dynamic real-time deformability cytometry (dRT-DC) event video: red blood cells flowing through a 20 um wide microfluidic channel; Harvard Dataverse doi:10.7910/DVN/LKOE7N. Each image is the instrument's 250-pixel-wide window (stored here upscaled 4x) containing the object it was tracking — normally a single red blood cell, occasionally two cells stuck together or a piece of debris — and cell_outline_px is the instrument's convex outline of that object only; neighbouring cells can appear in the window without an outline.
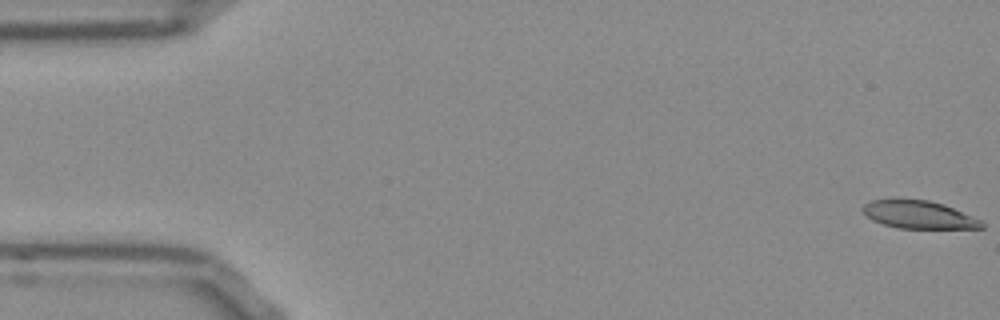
{"species": "Egyptian fruit bat (a non-hibernating species)", "species_latin": "Rousettus aegyptiacus", "temperature_condition": "room temperature", "stored_images_in_passage": 54, "segment_of_instrument_passage": [1, 2], "camera_frame_rate_fps": 3000, "um_per_image_px": 0.085, "frame": {"image": 1, "passage_image": 1, "time_ms": 0.0, "image_size_px": [1000, 320], "cell_outline_px": [[984, 228], [900, 228], [884, 224], [872, 220], [860, 208], [864, 204], [872, 200], [896, 196], [928, 200], [944, 204], [972, 216], [980, 220], [984, 224]], "centroid_in_image_um": [78.03, 18.2], "position_along_channel_um": 7.0, "area_um2": 19.71}}
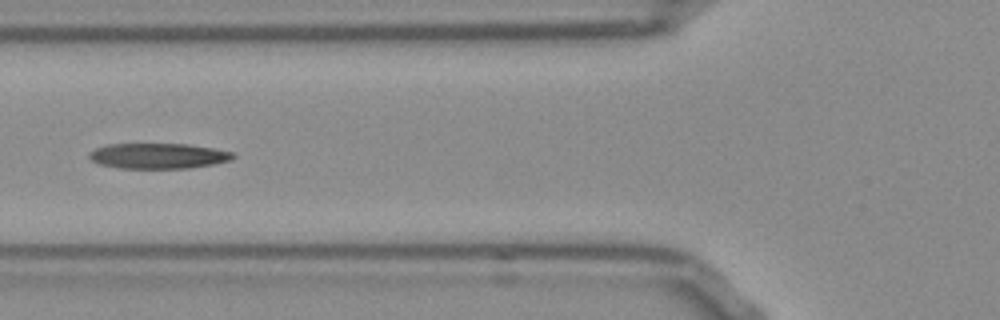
{"frame": {"image": 2, "passage_image": 20, "time_ms": 6.333, "image_size_px": [1000, 320], "cell_outline_px": [[236, 156], [232, 160], [212, 164], [188, 168], [120, 168], [100, 164], [92, 160], [88, 156], [88, 152], [96, 148], [108, 144], [188, 144], [236, 152]], "centroid_in_image_um": [13.48, 13.25], "position_along_channel_um": 112.3, "area_um2": 21.33}}
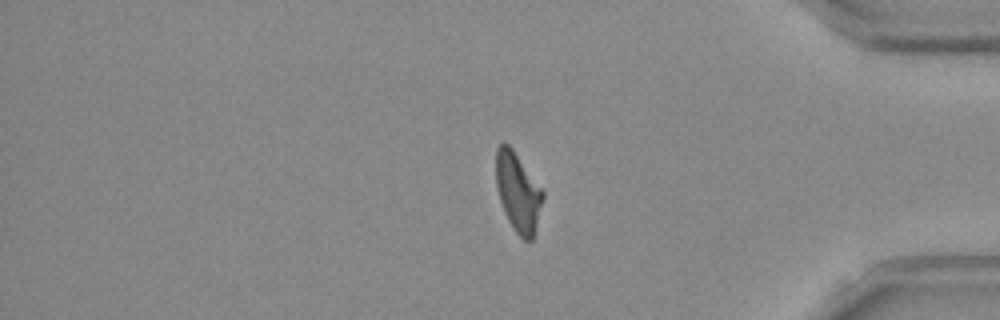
{"frame": {"image": 3, "passage_image": 44, "time_ms": 14.333, "image_size_px": [1000, 320], "cell_outline_px": [[544, 196], [532, 240], [524, 240], [516, 232], [508, 220], [504, 212], [500, 200], [496, 184], [496, 148], [504, 140], [512, 148], [544, 192]], "centroid_in_image_um": [44.01, 16.31], "position_along_channel_um": 391.2, "area_um2": 21.27}}